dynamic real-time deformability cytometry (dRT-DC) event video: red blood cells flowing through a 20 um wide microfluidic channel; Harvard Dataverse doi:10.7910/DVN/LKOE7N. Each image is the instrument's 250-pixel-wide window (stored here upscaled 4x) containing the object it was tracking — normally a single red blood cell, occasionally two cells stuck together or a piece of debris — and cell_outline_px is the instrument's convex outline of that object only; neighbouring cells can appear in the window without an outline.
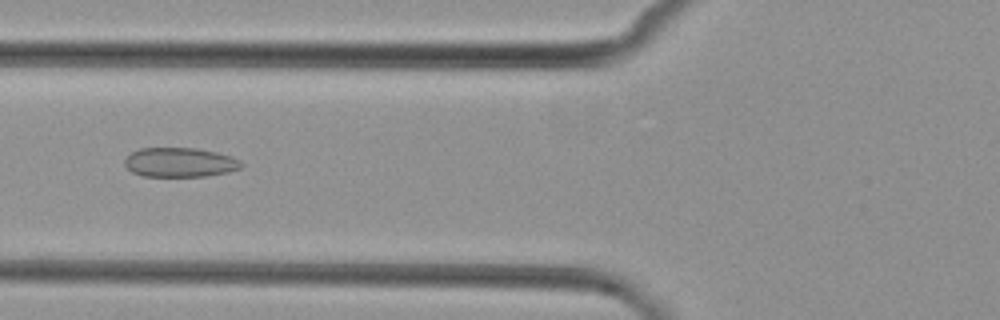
{"species": "common noctule bat (a hibernating species)", "species_latin": "Nyctalus noctula", "temperature_condition": "cold", "stored_images_in_passage": 3, "camera_frame_rate_fps": 3000, "um_per_image_px": 0.085, "animal": {"sex": "female", "body_mass_g": 29.2, "forearm_length_mm": 56.3}, "frame": {"image": 1, "passage_image": 3, "time_ms": 2.333, "image_size_px": [1000, 320], "cell_outline_px": [[244, 164], [240, 168], [228, 172], [204, 176], [144, 176], [132, 172], [124, 164], [124, 160], [132, 152], [140, 148], [196, 148], [216, 152], [232, 156], [240, 160]], "centroid_in_image_um": [15.3, 13.79], "position_along_channel_um": 110.5, "area_um2": 19.94}}